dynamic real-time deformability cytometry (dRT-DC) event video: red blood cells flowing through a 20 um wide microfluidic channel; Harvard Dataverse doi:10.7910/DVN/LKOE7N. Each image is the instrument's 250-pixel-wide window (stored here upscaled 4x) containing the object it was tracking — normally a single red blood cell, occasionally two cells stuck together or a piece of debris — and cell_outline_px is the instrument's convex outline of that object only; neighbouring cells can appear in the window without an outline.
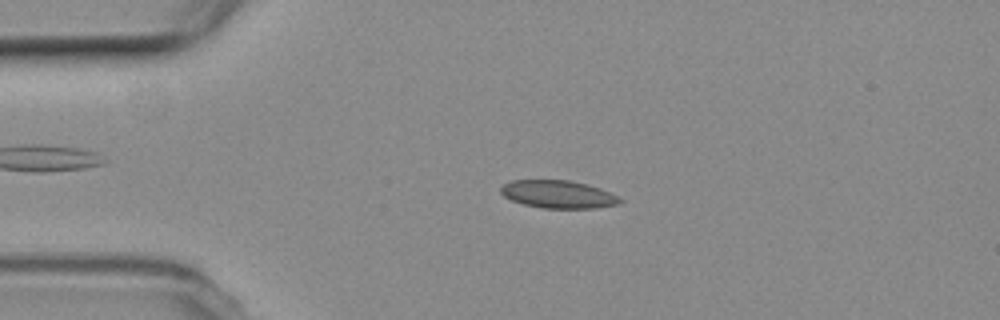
{"species": "common noctule bat (a hibernating species)", "species_latin": "Nyctalus noctula", "temperature_condition": "room temperature", "stored_images_in_passage": 24, "camera_frame_rate_fps": 3000, "um_per_image_px": 0.085, "animal": {"sex": "female", "body_mass_g": 19.3, "forearm_length_mm": 54.1}, "frame": {"image": 1, "passage_image": 6, "time_ms": 1.667, "image_size_px": [1000, 320], "cell_outline_px": [[624, 200], [620, 204], [596, 208], [544, 208], [524, 204], [512, 200], [504, 196], [500, 192], [500, 188], [504, 184], [512, 180], [568, 180], [588, 184], [600, 188], [620, 196]], "centroid_in_image_um": [47.5, 16.51], "position_along_channel_um": 37.5, "area_um2": 19.42}}
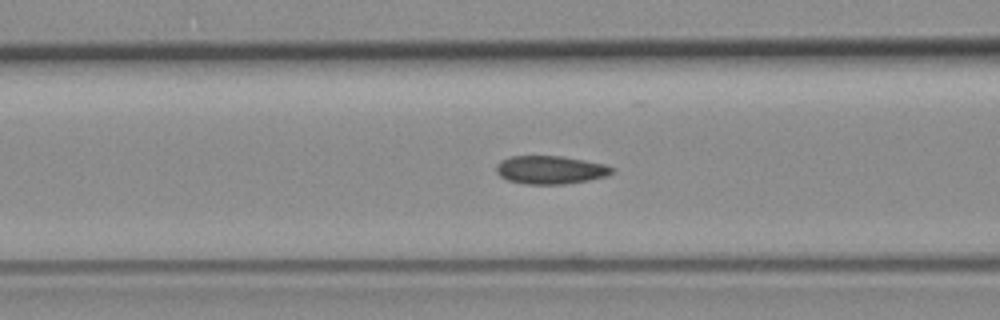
{"frame": {"image": 2, "passage_image": 15, "time_ms": 4.667, "image_size_px": [1000, 320], "cell_outline_px": [[616, 172], [608, 176], [588, 180], [564, 184], [524, 184], [508, 180], [500, 176], [496, 172], [496, 164], [500, 160], [512, 156], [564, 156], [604, 164], [616, 168]], "centroid_in_image_um": [46.81, 14.44], "position_along_channel_um": 119.8, "area_um2": 19.25}}
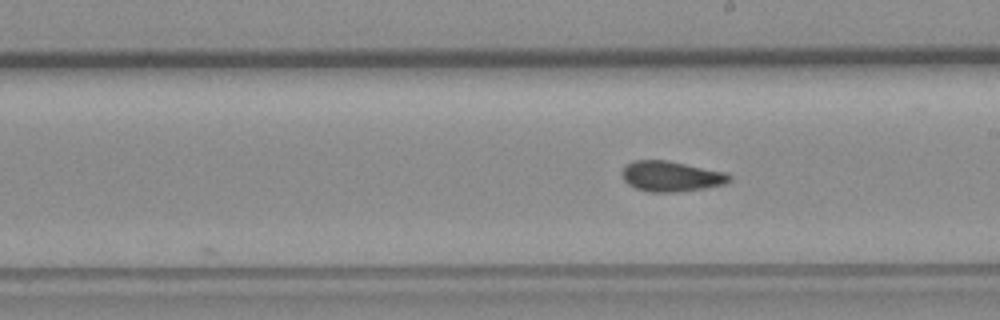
{"frame": {"image": 3, "passage_image": 24, "time_ms": 7.667, "image_size_px": [1000, 320], "cell_outline_px": [[732, 180], [724, 184], [704, 188], [676, 192], [648, 192], [636, 188], [628, 184], [620, 176], [620, 172], [628, 164], [636, 160], [668, 160], [724, 172], [732, 176]], "centroid_in_image_um": [57.02, 14.99], "position_along_channel_um": 232.0, "area_um2": 19.02}}